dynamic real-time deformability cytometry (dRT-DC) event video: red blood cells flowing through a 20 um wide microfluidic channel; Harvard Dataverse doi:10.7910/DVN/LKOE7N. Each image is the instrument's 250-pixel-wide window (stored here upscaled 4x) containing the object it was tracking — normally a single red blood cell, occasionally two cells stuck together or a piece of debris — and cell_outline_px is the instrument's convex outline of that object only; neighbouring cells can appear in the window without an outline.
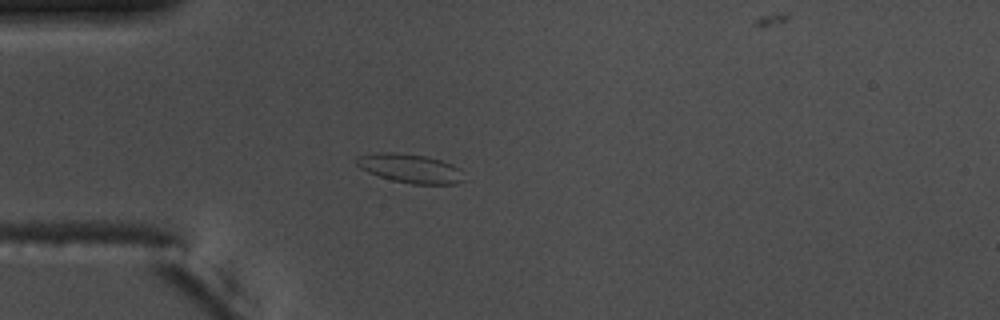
{"species": "common noctule bat (a hibernating species)", "species_latin": "Nyctalus noctula", "temperature_condition": "warm", "stored_images_in_passage": 42, "camera_frame_rate_fps": 3000, "um_per_image_px": 0.085, "animal": {"sex": "male", "body_mass_g": 17.5, "forearm_length_mm": 52.3}, "frame": {"image": 1, "passage_image": 10, "time_ms": 3.0, "image_size_px": [1000, 320], "cell_outline_px": [[464, 180], [456, 184], [412, 184], [392, 180], [368, 172], [360, 168], [356, 164], [356, 156], [376, 152], [396, 152], [428, 156], [452, 164], [460, 168]], "centroid_in_image_um": [34.86, 14.3], "position_along_channel_um": 50.1, "area_um2": 18.26}}
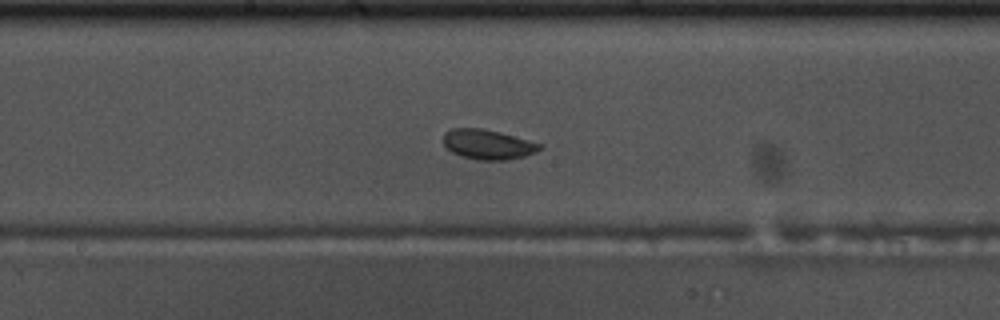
{"frame": {"image": 2, "passage_image": 24, "time_ms": 7.667, "image_size_px": [1000, 320], "cell_outline_px": [[544, 144], [536, 152], [524, 156], [504, 160], [480, 160], [460, 156], [452, 152], [444, 144], [444, 132], [452, 128], [480, 128], [500, 132]], "centroid_in_image_um": [41.47, 12.27], "position_along_channel_um": 206.7, "area_um2": 16.7}}
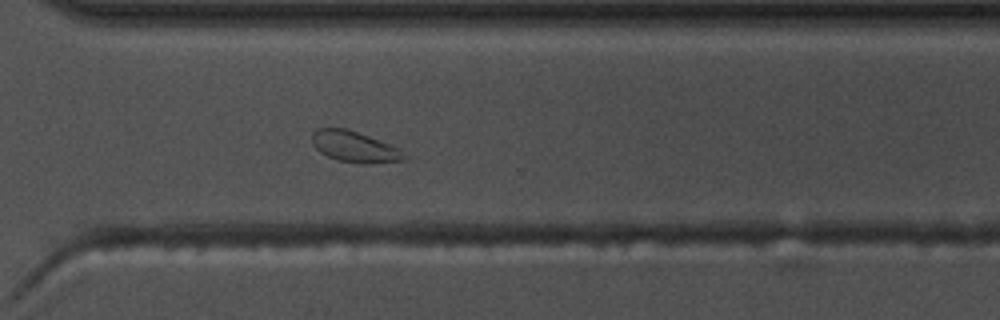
{"frame": {"image": 3, "passage_image": 35, "time_ms": 11.333, "image_size_px": [1000, 320], "cell_outline_px": [[408, 160], [368, 164], [364, 164], [340, 160], [328, 156], [320, 152], [312, 144], [312, 132], [316, 128], [344, 128], [368, 136], [400, 148], [408, 156]], "centroid_in_image_um": [30.17, 12.48], "position_along_channel_um": 340.4, "area_um2": 16.65}, "authors_computed_cell_mechanics": {"area_um2": 16.9354, "velocity_mm_per_s": 3.6363, "shape_relaxation_time_tau1_ms": 2.2647, "shape_relaxation_time_tau2_ms": 1.0459, "deformation_change_tau1": 0.0864, "deformation_change_tau2": 0.0551}}